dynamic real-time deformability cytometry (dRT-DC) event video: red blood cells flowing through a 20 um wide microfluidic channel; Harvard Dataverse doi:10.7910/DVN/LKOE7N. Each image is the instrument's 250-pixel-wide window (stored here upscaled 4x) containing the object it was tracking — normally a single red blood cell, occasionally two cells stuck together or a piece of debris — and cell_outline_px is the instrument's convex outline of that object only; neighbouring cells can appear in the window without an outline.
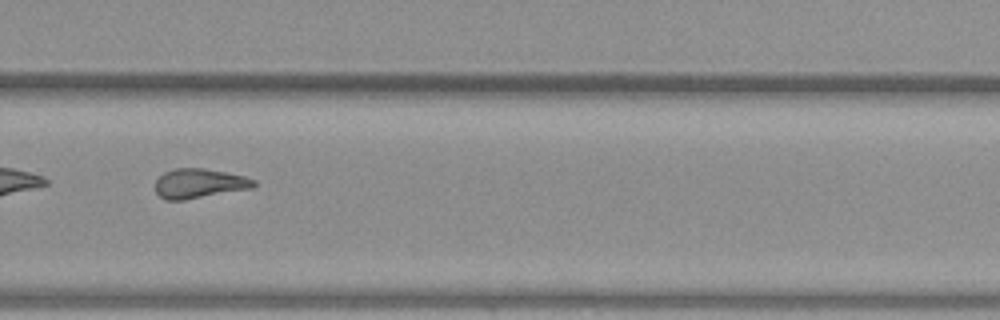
{"species": "common noctule bat (a hibernating species)", "species_latin": "Nyctalus noctula", "temperature_condition": "warm", "stored_images_in_passage": 40, "camera_frame_rate_fps": 3000, "um_per_image_px": 0.085, "animal": {"sex": "female", "body_mass_g": 19.3, "forearm_length_mm": 54.1}, "frame": {"image": 1, "passage_image": 29, "time_ms": 9.333, "image_size_px": [1000, 320], "cell_outline_px": [[256, 184], [252, 188], [184, 200], [164, 200], [156, 192], [156, 180], [164, 172], [176, 168], [204, 168], [244, 176], [256, 180]], "centroid_in_image_um": [16.93, 15.59], "position_along_channel_um": 312.9, "area_um2": 16.88}, "authors_computed_cell_mechanics": {"area_um2": 17.2533, "velocity_mm_per_s": 3.7661, "shape_relaxation_time_tau1_ms": 9.7033, "shape_relaxation_time_tau2_ms": 2.2096, "deformation_change_tau1": 0.2604, "deformation_change_tau2": 0.1178}}